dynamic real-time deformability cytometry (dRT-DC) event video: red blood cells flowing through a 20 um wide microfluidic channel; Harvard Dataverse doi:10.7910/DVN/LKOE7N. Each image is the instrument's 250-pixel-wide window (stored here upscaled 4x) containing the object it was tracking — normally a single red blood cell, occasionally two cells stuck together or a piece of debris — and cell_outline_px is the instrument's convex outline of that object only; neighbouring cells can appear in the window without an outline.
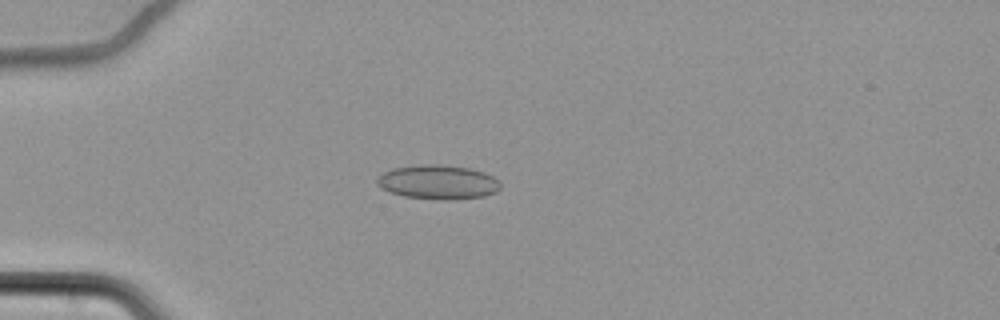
{"species": "common noctule bat (a hibernating species)", "species_latin": "Nyctalus noctula", "temperature_condition": "cold", "stored_images_in_passage": 63, "camera_frame_rate_fps": 3000, "um_per_image_px": 0.085, "animal": {"sex": "female", "body_mass_g": 22.7, "forearm_length_mm": 54.2}, "frame": {"image": 1, "passage_image": 20, "time_ms": 6.333, "image_size_px": [1000, 320], "cell_outline_px": [[500, 188], [496, 192], [484, 196], [448, 200], [444, 200], [404, 196], [388, 192], [380, 188], [376, 184], [376, 176], [392, 168], [420, 164], [440, 164], [468, 168], [484, 172], [500, 180]], "centroid_in_image_um": [37.19, 15.47], "position_along_channel_um": 47.8, "area_um2": 24.85}}
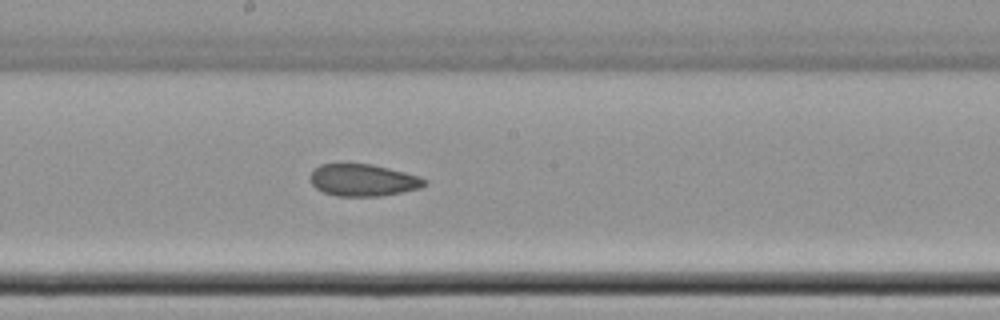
{"frame": {"image": 2, "passage_image": 37, "time_ms": 12.0, "image_size_px": [1000, 320], "cell_outline_px": [[428, 184], [420, 188], [380, 196], [336, 196], [324, 192], [316, 188], [312, 184], [308, 176], [320, 164], [372, 164], [420, 176], [428, 180]], "centroid_in_image_um": [30.87, 15.31], "position_along_channel_um": 217.3, "area_um2": 21.33}}
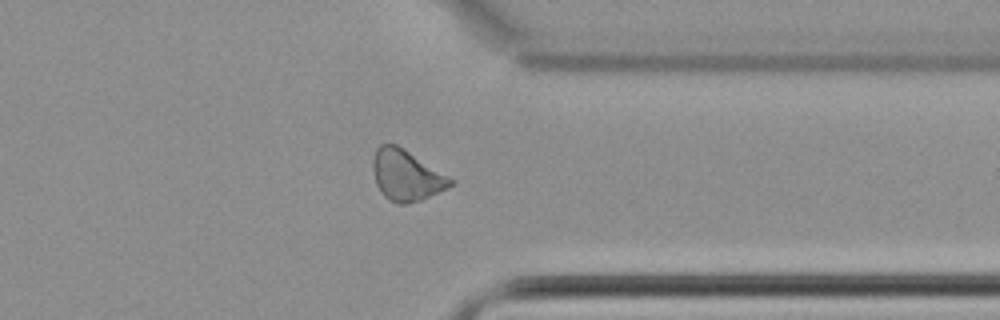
{"frame": {"image": 3, "passage_image": 51, "time_ms": 16.667, "image_size_px": [1000, 320], "cell_outline_px": [[456, 184], [420, 200], [408, 204], [396, 204], [384, 196], [380, 192], [376, 184], [372, 168], [372, 160], [376, 148], [380, 144], [396, 144], [404, 148], [456, 180]], "centroid_in_image_um": [34.54, 14.9], "position_along_channel_um": 376.9, "area_um2": 23.24}, "authors_computed_cell_mechanics": {"area_um2": 23.2356, "velocity_mm_per_s": 3.4605, "shape_relaxation_time_tau1_ms": null, "shape_relaxation_time_tau2_ms": 3.0789, "deformation_change_tau1": null, "deformation_change_tau2": 0.0798}}